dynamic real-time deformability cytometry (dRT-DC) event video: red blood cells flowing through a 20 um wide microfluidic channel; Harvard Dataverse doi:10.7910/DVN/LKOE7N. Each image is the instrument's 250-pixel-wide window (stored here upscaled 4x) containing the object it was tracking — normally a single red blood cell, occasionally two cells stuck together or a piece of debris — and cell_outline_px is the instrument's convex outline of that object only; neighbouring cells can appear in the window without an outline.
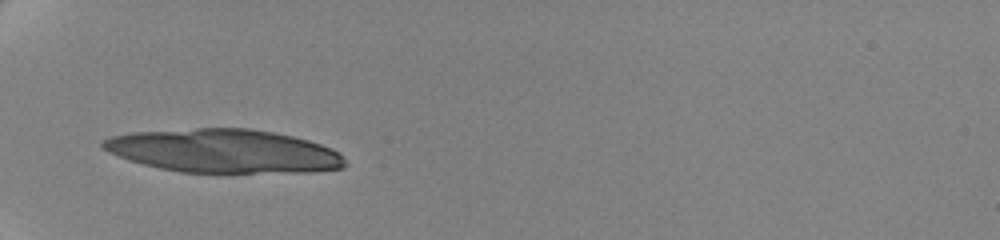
{"species": "human", "species_latin": "Homo sapiens", "temperature_condition": "cold", "stored_images_in_passage": 41, "camera_frame_rate_fps": 3000, "um_per_image_px": 0.085, "donor": {"sex": "female"}, "frame": {"image": 1, "passage_image": 1, "time_ms": 0.0, "image_size_px": [1000, 240], "cell_outline_px": [[348, 164], [344, 168], [312, 172], [180, 172], [160, 168], [144, 164], [108, 152], [100, 148], [100, 140], [112, 136], [132, 132], [196, 128], [248, 128], [272, 132], [292, 136], [308, 140], [332, 148]], "centroid_in_image_um": [19.0, 12.83], "position_along_channel_um": 66.0, "area_um2": 61.27}}